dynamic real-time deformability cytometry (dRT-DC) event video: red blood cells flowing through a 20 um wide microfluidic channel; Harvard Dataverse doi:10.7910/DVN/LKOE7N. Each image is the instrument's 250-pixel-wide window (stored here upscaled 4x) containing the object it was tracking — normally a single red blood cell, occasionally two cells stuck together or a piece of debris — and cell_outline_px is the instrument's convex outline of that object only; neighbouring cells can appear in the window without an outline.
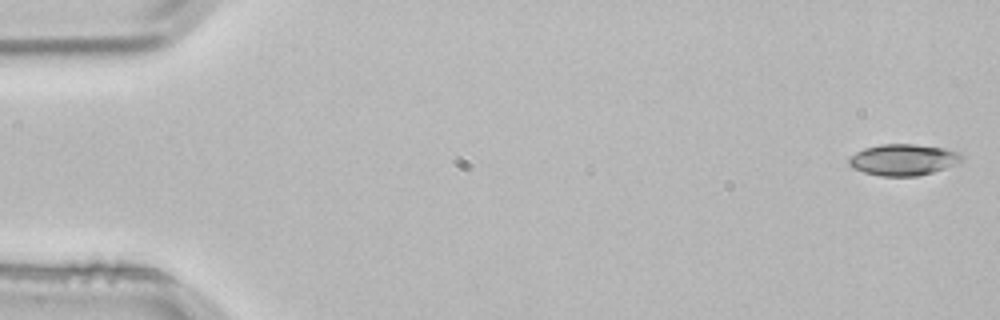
{"species": "common noctule bat (a hibernating species)", "species_latin": "Nyctalus noctula", "temperature_condition": "room temperature", "stored_images_in_passage": 4, "segment_of_instrument_passage": [2, 2], "camera_frame_rate_fps": 3000, "um_per_image_px": 0.085, "animal": {"sex": "male", "body_mass_g": 21.5, "forearm_length_mm": 52.0}, "frame": {"image": 1, "passage_image": 4, "time_ms": 1.0, "image_size_px": [1000, 320], "cell_outline_px": [[964, 160], [944, 168], [932, 172], [916, 176], [880, 176], [864, 172], [852, 168], [848, 164], [848, 160], [856, 152], [864, 148], [880, 144], [916, 144], [944, 148], [960, 152], [964, 156]], "centroid_in_image_um": [76.78, 13.57], "position_along_channel_um": 8.2, "area_um2": 20.63}}